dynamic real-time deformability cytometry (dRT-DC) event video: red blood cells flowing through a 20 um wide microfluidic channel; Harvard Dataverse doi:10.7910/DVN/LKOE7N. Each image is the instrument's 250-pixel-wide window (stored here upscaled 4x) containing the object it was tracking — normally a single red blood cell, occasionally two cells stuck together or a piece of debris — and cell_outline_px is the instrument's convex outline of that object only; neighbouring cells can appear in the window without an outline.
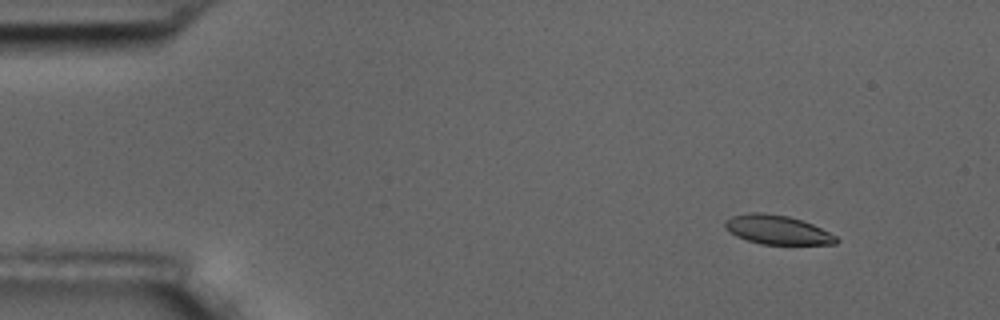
{"species": "common noctule bat (a hibernating species)", "species_latin": "Nyctalus noctula", "temperature_condition": "room temperature", "stored_images_in_passage": 3, "camera_frame_rate_fps": 3000, "um_per_image_px": 0.085, "animal": {"sex": "male", "body_mass_g": 17.5, "forearm_length_mm": 52.3}, "frame": {"image": 1, "passage_image": 2, "time_ms": 1.0, "image_size_px": [1000, 320], "cell_outline_px": [[840, 240], [836, 244], [760, 244], [736, 236], [724, 228], [724, 220], [732, 216], [748, 212], [764, 212], [788, 216], [812, 224], [836, 236]], "centroid_in_image_um": [66.03, 19.52], "position_along_channel_um": 19.0, "area_um2": 18.84}}